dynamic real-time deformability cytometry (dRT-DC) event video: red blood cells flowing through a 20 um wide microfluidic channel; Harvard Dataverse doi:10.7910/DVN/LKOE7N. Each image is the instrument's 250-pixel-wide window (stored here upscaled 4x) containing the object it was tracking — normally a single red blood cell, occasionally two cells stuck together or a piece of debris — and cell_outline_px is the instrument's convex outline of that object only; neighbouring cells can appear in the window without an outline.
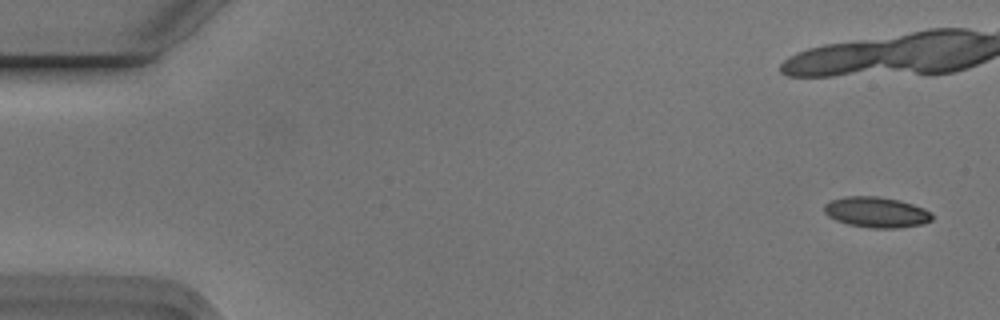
{"species": "Egyptian fruit bat (a non-hibernating species)", "species_latin": "Rousettus aegyptiacus", "temperature_condition": "cold", "stored_images_in_passage": 7, "camera_frame_rate_fps": 3000, "um_per_image_px": 0.085, "animal": {"sex": "male"}, "frame": {"image": 1, "passage_image": 1, "time_ms": 0.0, "image_size_px": [1000, 320], "cell_outline_px": [[932, 220], [920, 224], [900, 228], [872, 228], [848, 224], [836, 220], [828, 216], [824, 212], [824, 204], [832, 200], [844, 196], [880, 196], [900, 200], [924, 208], [932, 212]], "centroid_in_image_um": [74.49, 18.03], "position_along_channel_um": 10.5, "area_um2": 19.31}}